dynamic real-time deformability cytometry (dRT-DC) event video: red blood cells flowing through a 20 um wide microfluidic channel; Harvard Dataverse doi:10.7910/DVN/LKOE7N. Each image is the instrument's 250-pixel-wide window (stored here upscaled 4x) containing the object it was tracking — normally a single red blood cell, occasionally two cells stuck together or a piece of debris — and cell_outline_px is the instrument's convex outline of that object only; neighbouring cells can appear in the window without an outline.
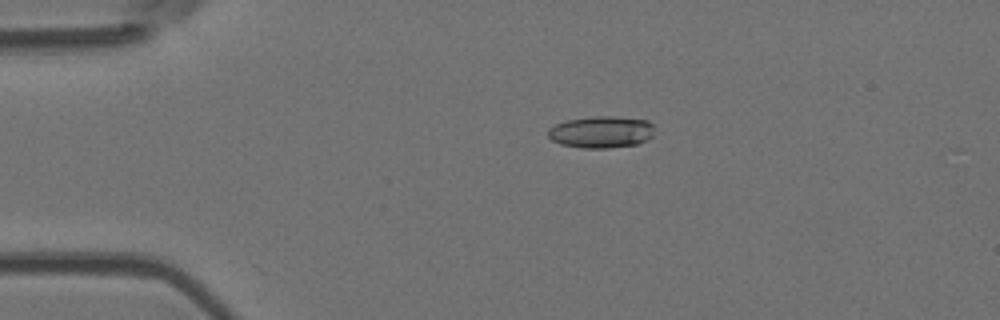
{"species": "Egyptian fruit bat (a non-hibernating species)", "species_latin": "Rousettus aegyptiacus", "temperature_condition": "room temperature", "stored_images_in_passage": 3, "camera_frame_rate_fps": 3000, "um_per_image_px": 0.085, "animal": {"sex": "female"}, "frame": {"image": 1, "passage_image": 1, "time_ms": 0.0, "image_size_px": [1000, 320], "cell_outline_px": [[652, 136], [648, 140], [636, 144], [608, 148], [580, 148], [560, 144], [552, 140], [548, 136], [548, 128], [564, 120], [592, 116], [612, 116], [648, 120], [652, 124]], "centroid_in_image_um": [51.07, 11.22], "position_along_channel_um": 33.9, "area_um2": 19.88}}